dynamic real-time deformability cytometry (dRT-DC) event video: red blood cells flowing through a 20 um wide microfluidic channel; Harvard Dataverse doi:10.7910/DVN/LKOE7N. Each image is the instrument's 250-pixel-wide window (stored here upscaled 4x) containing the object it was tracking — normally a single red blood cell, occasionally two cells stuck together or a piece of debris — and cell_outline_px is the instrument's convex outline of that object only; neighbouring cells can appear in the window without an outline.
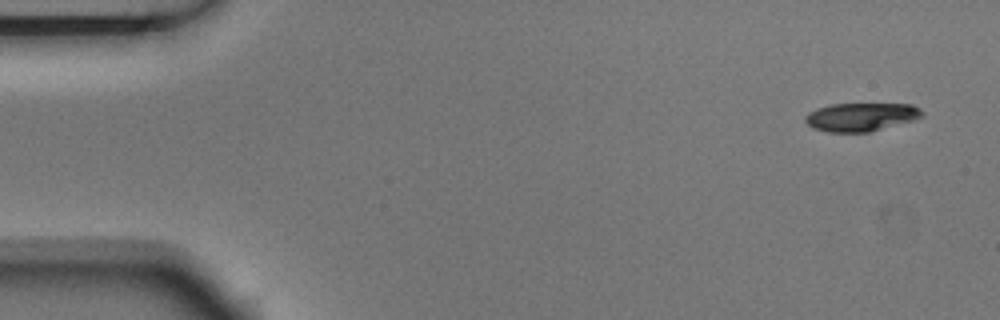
{"species": "Egyptian fruit bat (a non-hibernating species)", "species_latin": "Rousettus aegyptiacus", "temperature_condition": "room temperature", "stored_images_in_passage": 4, "camera_frame_rate_fps": 3000, "um_per_image_px": 0.085, "animal": {"sex": "male"}, "frame": {"image": 1, "passage_image": 1, "time_ms": 0.0, "image_size_px": [1000, 320], "cell_outline_px": [[924, 116], [912, 120], [868, 132], [828, 132], [812, 128], [804, 120], [804, 116], [808, 112], [816, 108], [832, 104], [912, 104], [920, 108], [924, 112]], "centroid_in_image_um": [73.16, 9.93], "position_along_channel_um": 11.8, "area_um2": 19.31}}